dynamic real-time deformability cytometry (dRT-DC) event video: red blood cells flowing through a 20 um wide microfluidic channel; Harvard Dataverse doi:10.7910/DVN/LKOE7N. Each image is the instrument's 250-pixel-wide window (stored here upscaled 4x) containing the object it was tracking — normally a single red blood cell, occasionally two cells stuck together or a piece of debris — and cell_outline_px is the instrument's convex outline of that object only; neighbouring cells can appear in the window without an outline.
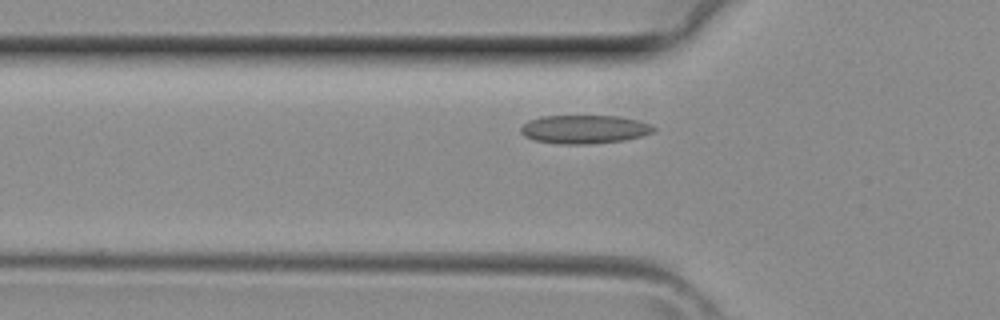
{"species": "common noctule bat (a hibernating species)", "species_latin": "Nyctalus noctula", "temperature_condition": "room temperature", "stored_images_in_passage": 27, "camera_frame_rate_fps": 3000, "um_per_image_px": 0.085, "animal": {"sex": "female", "body_mass_g": 29.2, "forearm_length_mm": 56.3}, "frame": {"image": 1, "passage_image": 3, "time_ms": 0.667, "image_size_px": [1000, 320], "cell_outline_px": [[656, 128], [652, 132], [640, 136], [624, 140], [592, 144], [560, 144], [536, 140], [524, 136], [520, 132], [520, 128], [528, 120], [540, 116], [620, 116], [652, 124]], "centroid_in_image_um": [49.66, 10.99], "position_along_channel_um": 76.1, "area_um2": 22.08}}
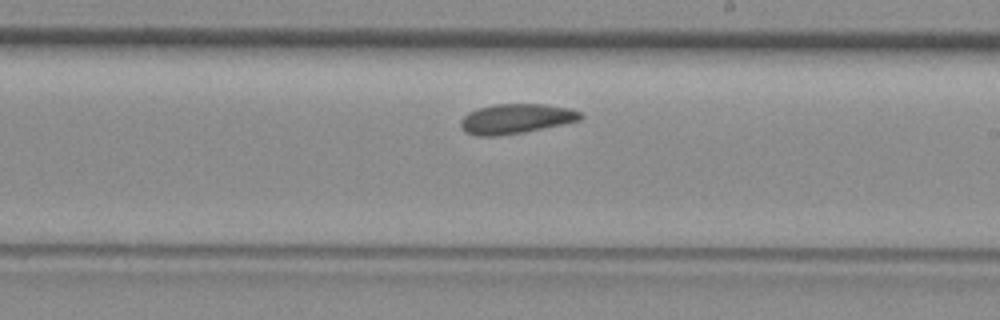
{"frame": {"image": 2, "passage_image": 13, "time_ms": 4.0, "image_size_px": [1000, 320], "cell_outline_px": [[584, 116], [580, 120], [524, 132], [496, 136], [476, 136], [464, 132], [460, 128], [460, 120], [468, 112], [480, 108], [496, 104], [544, 104], [568, 108], [580, 112]], "centroid_in_image_um": [43.81, 10.1], "position_along_channel_um": 245.2, "area_um2": 20.75}}
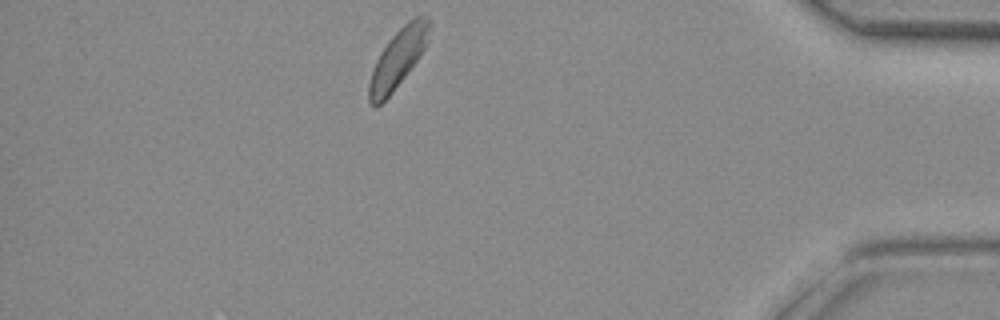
{"frame": {"image": 3, "passage_image": 25, "time_ms": 8.0, "image_size_px": [1000, 320], "cell_outline_px": [[428, 40], [420, 56], [392, 92], [376, 108], [368, 100], [368, 84], [372, 68], [380, 52], [388, 40], [408, 20], [416, 16], [428, 16]], "centroid_in_image_um": [33.78, 4.98], "position_along_channel_um": 401.4, "area_um2": 20.23}}